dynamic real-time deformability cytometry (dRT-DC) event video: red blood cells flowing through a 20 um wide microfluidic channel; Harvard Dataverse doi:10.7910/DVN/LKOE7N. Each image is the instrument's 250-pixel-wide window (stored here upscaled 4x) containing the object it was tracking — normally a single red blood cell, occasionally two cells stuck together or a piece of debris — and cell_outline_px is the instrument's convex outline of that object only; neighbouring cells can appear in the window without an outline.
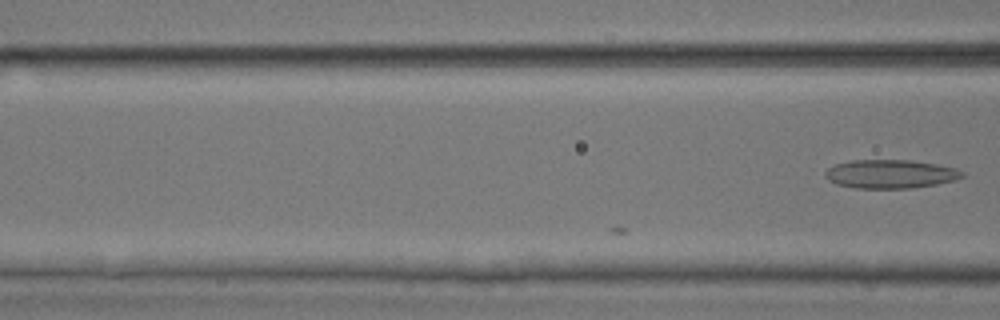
{"species": "common noctule bat (a hibernating species)", "species_latin": "Nyctalus noctula", "temperature_condition": "room temperature", "stored_images_in_passage": 4, "camera_frame_rate_fps": 3000, "um_per_image_px": 0.085, "animal": {"sex": "male", "body_mass_g": 17.9, "forearm_length_mm": 54.2}, "frame": {"image": 1, "passage_image": 4, "time_ms": 1.0, "image_size_px": [1000, 320], "cell_outline_px": [[964, 176], [956, 180], [936, 184], [908, 188], [856, 188], [836, 184], [828, 180], [824, 176], [824, 172], [828, 168], [836, 164], [852, 160], [908, 160], [936, 164], [956, 168], [964, 172]], "centroid_in_image_um": [75.67, 14.79], "position_along_channel_um": 90.9, "area_um2": 22.83}}